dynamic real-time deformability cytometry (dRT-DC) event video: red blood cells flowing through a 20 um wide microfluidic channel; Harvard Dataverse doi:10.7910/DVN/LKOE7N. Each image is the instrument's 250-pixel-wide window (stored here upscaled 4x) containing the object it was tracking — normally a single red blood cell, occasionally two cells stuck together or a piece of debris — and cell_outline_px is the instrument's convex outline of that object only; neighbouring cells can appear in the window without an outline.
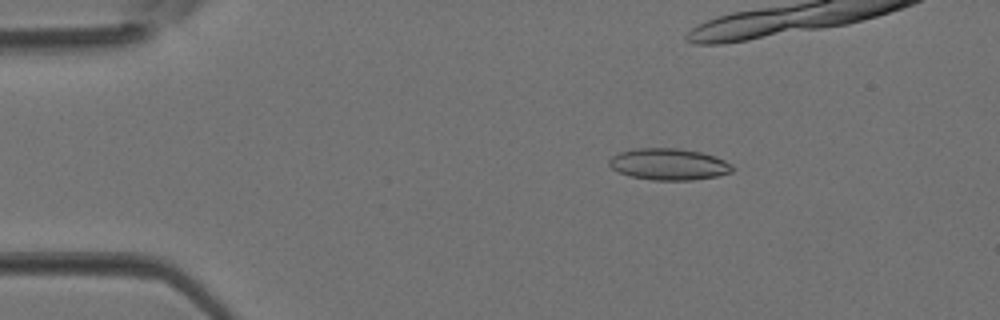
{"species": "Egyptian fruit bat (a non-hibernating species)", "species_latin": "Rousettus aegyptiacus", "temperature_condition": "room temperature", "stored_images_in_passage": 5, "camera_frame_rate_fps": 3000, "um_per_image_px": 0.085, "animal": {"sex": "female"}, "frame": {"image": 1, "passage_image": 3, "time_ms": 0.667, "image_size_px": [1000, 320], "cell_outline_px": [[732, 172], [716, 176], [692, 180], [652, 180], [632, 176], [620, 172], [612, 168], [608, 164], [608, 160], [612, 156], [620, 152], [636, 148], [680, 148], [700, 152], [716, 156], [732, 164]], "centroid_in_image_um": [56.85, 13.95], "position_along_channel_um": 28.1, "area_um2": 22.6}}